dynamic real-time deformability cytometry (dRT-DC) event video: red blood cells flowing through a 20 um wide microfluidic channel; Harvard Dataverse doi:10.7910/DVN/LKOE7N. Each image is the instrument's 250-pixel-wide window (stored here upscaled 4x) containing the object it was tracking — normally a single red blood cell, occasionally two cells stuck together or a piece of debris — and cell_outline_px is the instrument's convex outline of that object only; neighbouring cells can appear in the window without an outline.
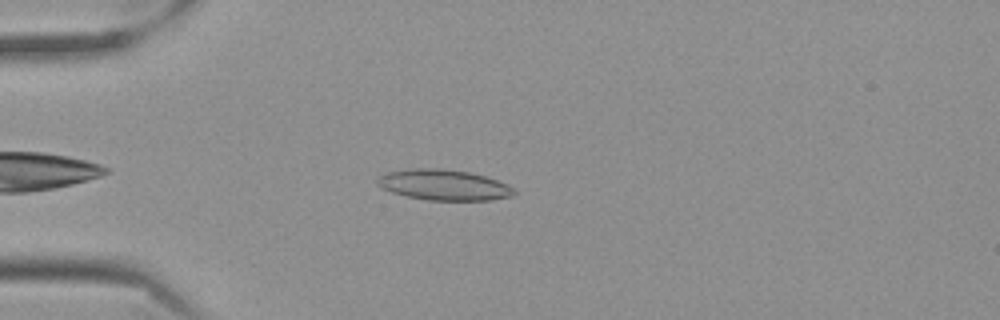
{"species": "Egyptian fruit bat (a non-hibernating species)", "species_latin": "Rousettus aegyptiacus", "temperature_condition": "cold", "stored_images_in_passage": 41, "camera_frame_rate_fps": 3000, "um_per_image_px": 0.085, "frame": {"image": 1, "passage_image": 7, "time_ms": 2.0, "image_size_px": [1000, 320], "cell_outline_px": [[516, 192], [512, 196], [488, 200], [428, 200], [408, 196], [392, 192], [380, 188], [376, 184], [376, 180], [380, 176], [388, 172], [412, 168], [440, 168], [468, 172], [484, 176], [508, 184]], "centroid_in_image_um": [37.69, 15.71], "position_along_channel_um": 47.3, "area_um2": 24.28}}
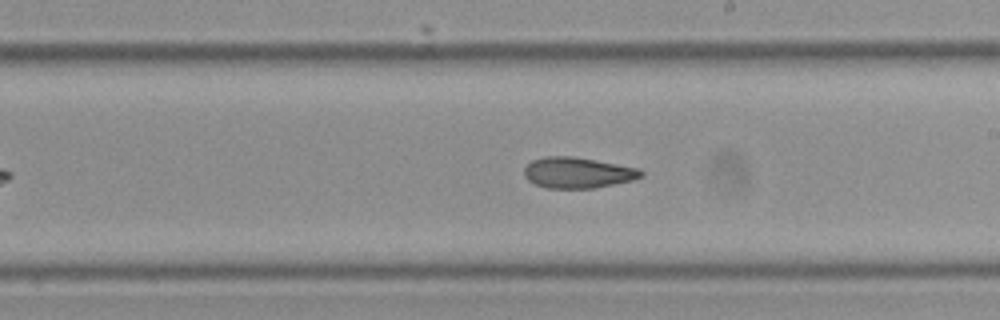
{"frame": {"image": 2, "passage_image": 25, "time_ms": 8.0, "image_size_px": [1000, 320], "cell_outline_px": [[644, 176], [636, 180], [596, 188], [544, 188], [528, 180], [524, 176], [524, 168], [532, 160], [544, 156], [572, 156], [596, 160], [640, 168], [644, 172]], "centroid_in_image_um": [49.15, 14.68], "position_along_channel_um": 239.9, "area_um2": 21.33}}
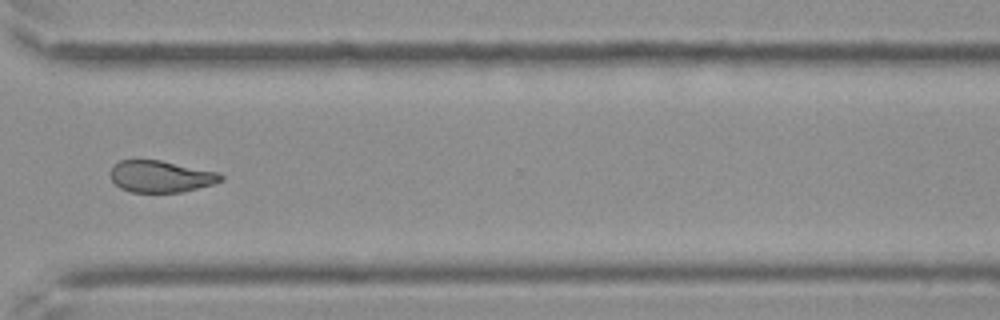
{"frame": {"image": 3, "passage_image": 35, "time_ms": 11.333, "image_size_px": [1000, 320], "cell_outline_px": [[224, 180], [212, 184], [180, 192], [132, 192], [120, 188], [112, 180], [108, 172], [112, 164], [120, 160], [160, 160], [216, 172], [224, 176]], "centroid_in_image_um": [13.6, 14.99], "position_along_channel_um": 357.0, "area_um2": 20.35}, "authors_computed_cell_mechanics": {"area_um2": 21.5016, "velocity_mm_per_s": 3.5122, "shape_relaxation_time_tau1_ms": null, "shape_relaxation_time_tau2_ms": 4.9101, "deformation_change_tau1": null, "deformation_change_tau2": 0.1268}}